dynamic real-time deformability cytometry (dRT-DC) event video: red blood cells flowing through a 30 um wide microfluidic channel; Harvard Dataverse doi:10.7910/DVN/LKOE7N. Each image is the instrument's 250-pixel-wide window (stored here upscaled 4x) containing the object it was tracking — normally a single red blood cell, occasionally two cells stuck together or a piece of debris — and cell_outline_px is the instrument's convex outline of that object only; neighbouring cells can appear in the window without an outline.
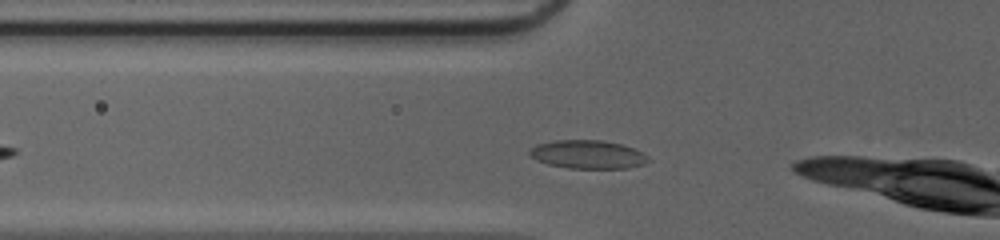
{"species": "common noctule bat (a hibernating species)", "species_latin": "Nyctalus noctula", "temperature_condition": "cold", "stored_images_in_passage": 8, "camera_frame_rate_fps": 3000, "um_per_image_px": 0.085, "animal": {"sex": "female", "body_mass_g": 20.0, "forearm_length_mm": 54.0}, "frame": {"image": 1, "passage_image": 3, "time_ms": 0.667, "image_size_px": [1000, 240], "cell_outline_px": [[648, 160], [644, 164], [628, 168], [568, 168], [548, 164], [536, 160], [528, 156], [528, 152], [536, 144], [556, 140], [600, 140], [620, 144], [644, 152], [648, 156]], "centroid_in_image_um": [49.93, 13.13], "position_along_channel_um": 75.9, "area_um2": 19.65}}
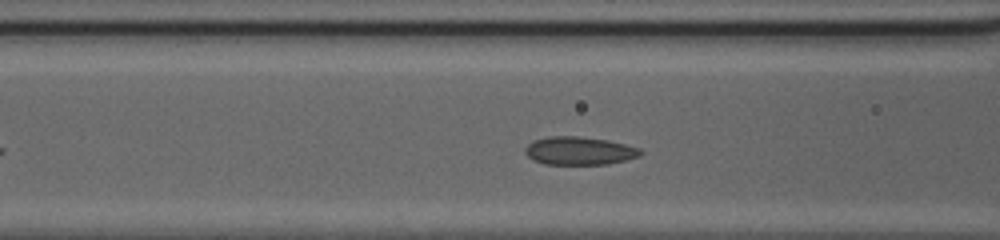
{"frame": {"image": 2, "passage_image": 6, "time_ms": 1.667, "image_size_px": [1000, 240], "cell_outline_px": [[644, 152], [640, 156], [608, 164], [544, 164], [528, 156], [524, 152], [524, 148], [532, 140], [548, 136], [580, 136], [608, 140], [640, 148]], "centroid_in_image_um": [49.24, 12.81], "position_along_channel_um": 117.4, "area_um2": 18.96}}